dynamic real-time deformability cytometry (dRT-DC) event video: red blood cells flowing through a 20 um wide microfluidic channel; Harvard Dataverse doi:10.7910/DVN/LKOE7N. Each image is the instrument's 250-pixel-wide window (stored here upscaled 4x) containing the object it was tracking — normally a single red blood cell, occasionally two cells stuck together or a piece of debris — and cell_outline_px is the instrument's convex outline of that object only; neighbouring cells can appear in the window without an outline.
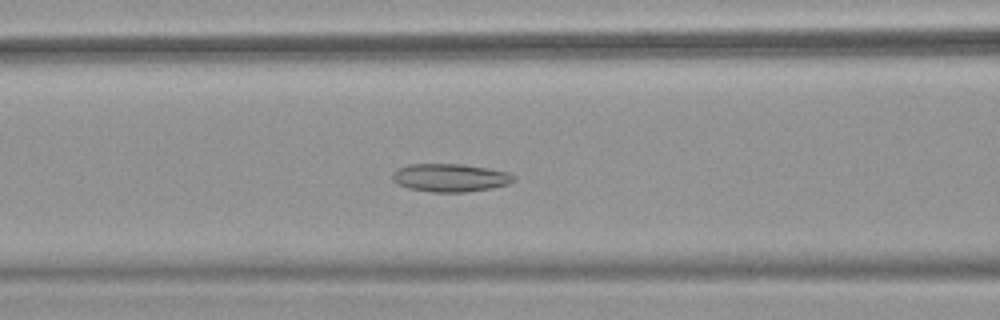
{"species": "common noctule bat (a hibernating species)", "species_latin": "Nyctalus noctula", "temperature_condition": "warm", "stored_images_in_passage": 49, "camera_frame_rate_fps": 3000, "um_per_image_px": 0.085, "animal": {"sex": "female", "body_mass_g": 18.4}, "frame": {"image": 1, "passage_image": 19, "time_ms": 6.0, "image_size_px": [1000, 320], "cell_outline_px": [[516, 180], [508, 184], [492, 188], [468, 192], [432, 192], [408, 188], [392, 180], [392, 172], [396, 168], [408, 164], [460, 164], [488, 168], [508, 172], [516, 176]], "centroid_in_image_um": [38.27, 15.1], "position_along_channel_um": 128.3, "area_um2": 20.0}}
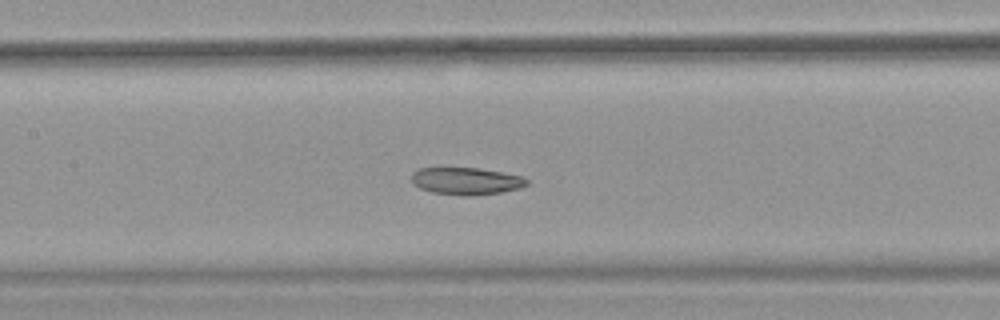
{"frame": {"image": 2, "passage_image": 22, "time_ms": 7.0, "image_size_px": [1000, 320], "cell_outline_px": [[528, 184], [520, 188], [500, 192], [472, 196], [468, 196], [432, 192], [420, 188], [412, 184], [412, 172], [420, 168], [480, 168], [524, 176], [528, 180]], "centroid_in_image_um": [39.64, 15.38], "position_along_channel_um": 167.8, "area_um2": 18.32}}
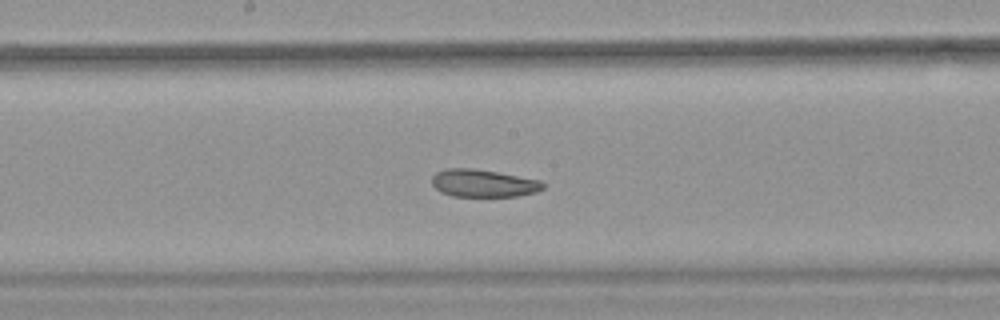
{"frame": {"image": 3, "passage_image": 25, "time_ms": 8.0, "image_size_px": [1000, 320], "cell_outline_px": [[544, 188], [536, 192], [520, 196], [452, 196], [440, 192], [432, 184], [432, 176], [436, 172], [444, 168], [472, 168], [496, 172], [540, 180], [544, 184]], "centroid_in_image_um": [41.06, 15.57], "position_along_channel_um": 207.1, "area_um2": 17.86}, "authors_computed_cell_mechanics": {"area_um2": 20.6924, "velocity_mm_per_s": 3.9529, "shape_relaxation_time_tau1_ms": null, "shape_relaxation_time_tau2_ms": 3.9054, "deformation_change_tau1": null, "deformation_change_tau2": 0.1057}}